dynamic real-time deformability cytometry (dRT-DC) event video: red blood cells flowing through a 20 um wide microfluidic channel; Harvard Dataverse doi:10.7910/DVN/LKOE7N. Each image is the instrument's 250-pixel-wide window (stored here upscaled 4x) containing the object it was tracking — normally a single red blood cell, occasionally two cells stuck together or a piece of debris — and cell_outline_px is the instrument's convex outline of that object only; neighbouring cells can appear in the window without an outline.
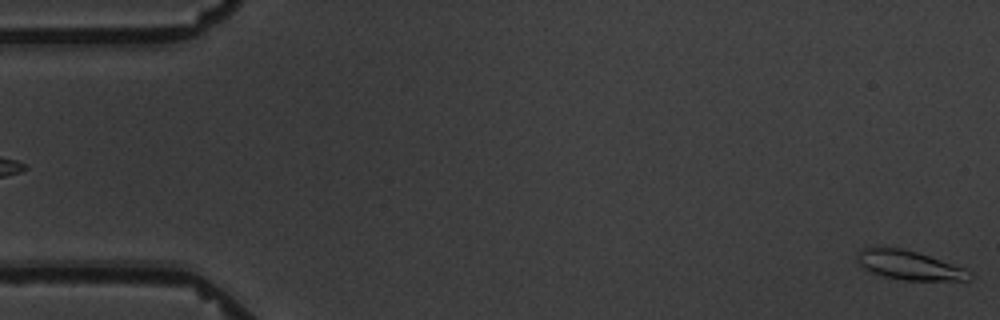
{"species": "common noctule bat (a hibernating species)", "species_latin": "Nyctalus noctula", "temperature_condition": "warm", "stored_images_in_passage": 5, "segment_of_instrument_passage": [2, 2], "camera_frame_rate_fps": 3000, "um_per_image_px": 0.085, "animal": {"sex": "male", "body_mass_g": 19.5, "forearm_length_mm": 54.6}, "frame": {"image": 1, "passage_image": 5, "time_ms": 4.667, "image_size_px": [1000, 320], "cell_outline_px": [[972, 276], [968, 280], [904, 280], [884, 276], [872, 272], [864, 268], [856, 260], [856, 252], [860, 248], [900, 248], [916, 252], [964, 268], [972, 272]], "centroid_in_image_um": [77.26, 22.54], "position_along_channel_um": 7.7, "area_um2": 18.73}}